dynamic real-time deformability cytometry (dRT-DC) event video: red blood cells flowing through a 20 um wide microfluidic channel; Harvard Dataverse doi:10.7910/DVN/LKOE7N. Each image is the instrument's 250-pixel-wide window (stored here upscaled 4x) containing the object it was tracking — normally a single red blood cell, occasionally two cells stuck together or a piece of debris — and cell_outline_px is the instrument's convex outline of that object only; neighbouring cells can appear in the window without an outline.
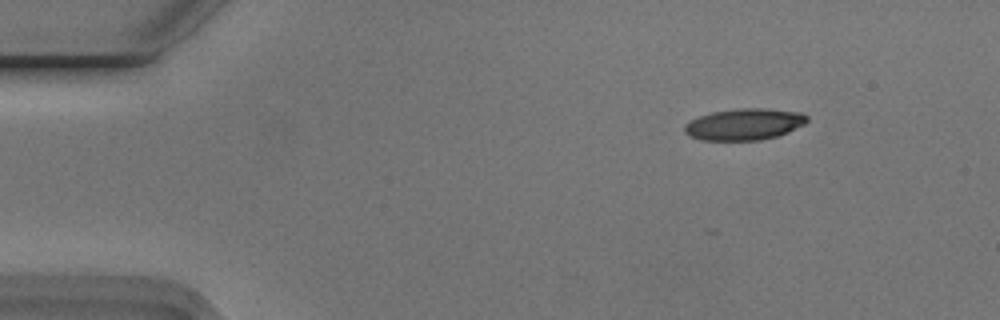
{"species": "Egyptian fruit bat (a non-hibernating species)", "species_latin": "Rousettus aegyptiacus", "temperature_condition": "cold", "stored_images_in_passage": 3, "camera_frame_rate_fps": 3000, "um_per_image_px": 0.085, "animal": {"sex": "male"}, "frame": {"image": 1, "passage_image": 1, "time_ms": 0.0, "image_size_px": [1000, 320], "cell_outline_px": [[808, 120], [804, 124], [776, 136], [760, 140], [704, 140], [692, 136], [684, 132], [684, 124], [700, 116], [712, 112], [740, 108], [764, 108], [804, 112], [808, 116]], "centroid_in_image_um": [63.29, 10.55], "position_along_channel_um": 21.7, "area_um2": 22.31}}
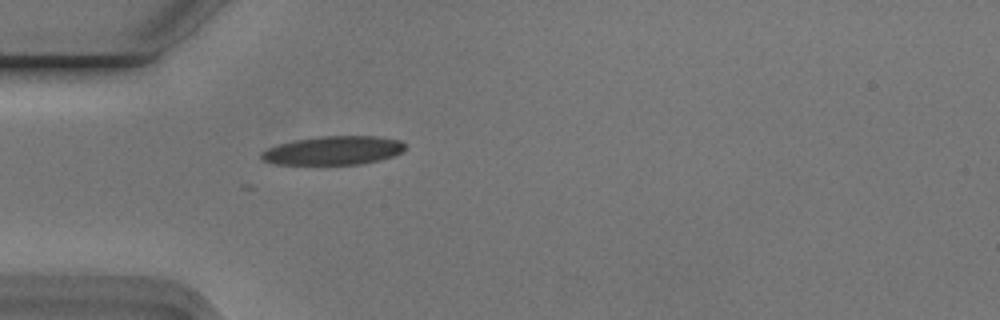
{"frame": {"image": 2, "passage_image": 3, "time_ms": 0.667, "image_size_px": [1000, 320], "cell_outline_px": [[404, 148], [400, 152], [392, 156], [380, 160], [360, 164], [276, 164], [264, 160], [260, 156], [260, 152], [268, 148], [280, 144], [296, 140], [324, 136], [376, 136], [400, 140], [404, 144]], "centroid_in_image_um": [28.34, 12.79], "position_along_channel_um": 56.7, "area_um2": 23.7}}